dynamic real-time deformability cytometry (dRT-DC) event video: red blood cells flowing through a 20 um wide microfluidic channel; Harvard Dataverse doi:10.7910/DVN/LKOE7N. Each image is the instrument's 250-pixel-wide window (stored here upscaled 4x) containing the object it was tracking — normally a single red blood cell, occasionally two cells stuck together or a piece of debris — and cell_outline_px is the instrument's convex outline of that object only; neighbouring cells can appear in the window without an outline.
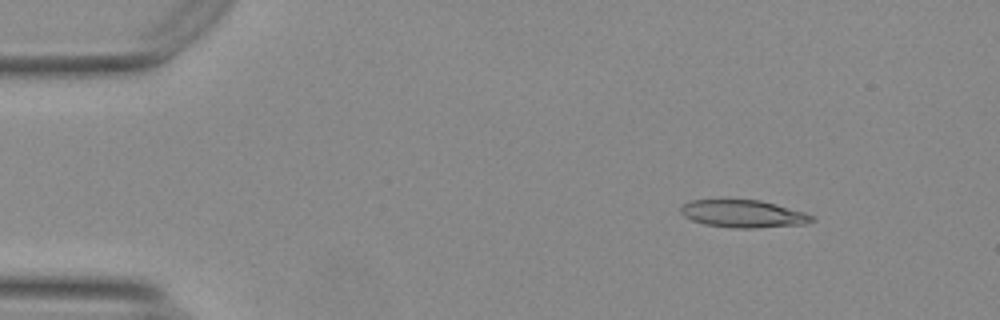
{"species": "Egyptian fruit bat (a non-hibernating species)", "species_latin": "Rousettus aegyptiacus", "temperature_condition": "warm", "stored_images_in_passage": 7, "camera_frame_rate_fps": 3000, "um_per_image_px": 0.085, "animal": {"sex": "female"}, "frame": {"image": 1, "passage_image": 1, "time_ms": 0.0, "image_size_px": [1000, 320], "cell_outline_px": [[816, 220], [804, 224], [756, 228], [732, 228], [704, 224], [692, 220], [684, 216], [680, 212], [680, 208], [684, 204], [692, 200], [760, 200], [776, 204], [804, 212], [812, 216]], "centroid_in_image_um": [63.17, 18.18], "position_along_channel_um": 21.8, "area_um2": 20.92}}